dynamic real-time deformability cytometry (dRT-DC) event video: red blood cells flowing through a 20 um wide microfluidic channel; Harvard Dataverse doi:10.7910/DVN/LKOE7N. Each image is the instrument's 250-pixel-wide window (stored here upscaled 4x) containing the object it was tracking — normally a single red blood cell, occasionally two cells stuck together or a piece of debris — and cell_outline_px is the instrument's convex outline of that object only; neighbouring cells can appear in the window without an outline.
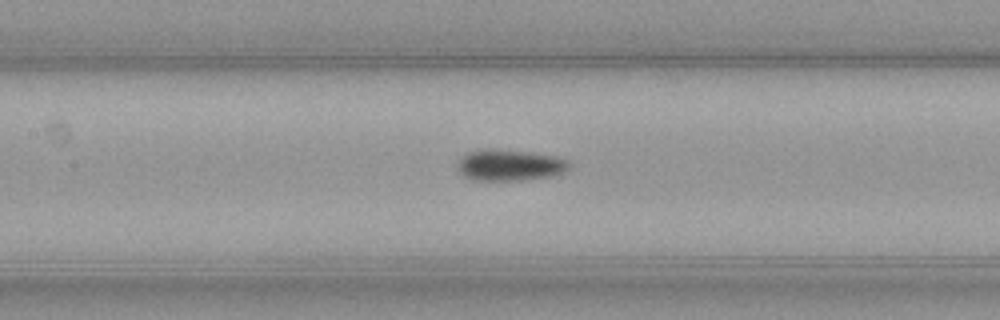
{"species": "common noctule bat (a hibernating species)", "species_latin": "Nyctalus noctula", "temperature_condition": "warm", "stored_images_in_passage": 47, "camera_frame_rate_fps": 3000, "um_per_image_px": 0.085, "animal": {"sex": "female", "body_mass_g": 21.9}, "frame": {"image": 1, "passage_image": 20, "time_ms": 6.333, "image_size_px": [1000, 320], "cell_outline_px": [[572, 164], [564, 172], [548, 176], [516, 180], [472, 180], [464, 176], [460, 172], [456, 164], [468, 152], [484, 148], [496, 148], [528, 152], [556, 156], [568, 160]], "centroid_in_image_um": [43.31, 14.02], "position_along_channel_um": 164.1, "area_um2": 20.29}}
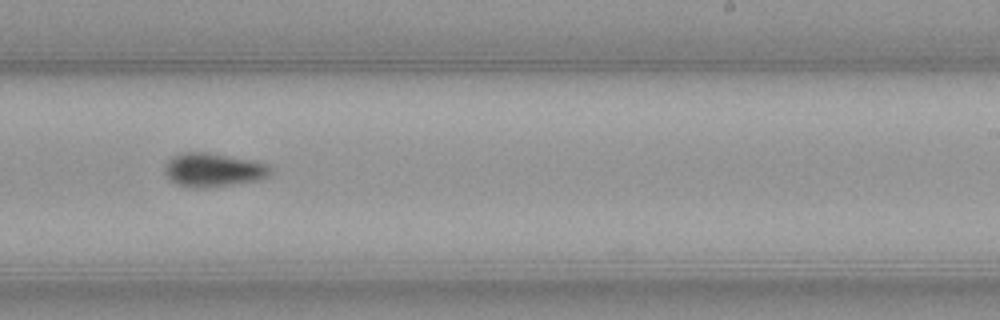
{"frame": {"image": 2, "passage_image": 28, "time_ms": 9.0, "image_size_px": [1000, 320], "cell_outline_px": [[272, 172], [268, 176], [260, 180], [208, 188], [192, 188], [176, 184], [168, 180], [164, 172], [164, 164], [172, 156], [184, 152], [204, 152], [248, 160], [264, 164], [272, 168]], "centroid_in_image_um": [18.06, 14.47], "position_along_channel_um": 270.9, "area_um2": 20.81}}
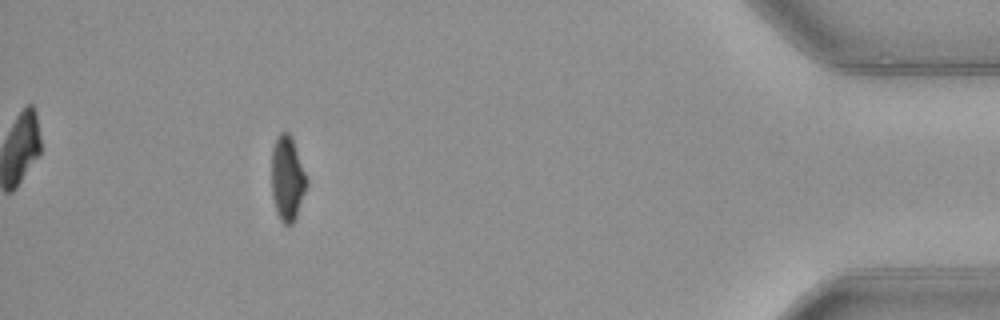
{"frame": {"image": 3, "passage_image": 43, "time_ms": 14.0, "image_size_px": [1000, 320], "cell_outline_px": [[308, 184], [296, 216], [292, 224], [284, 224], [280, 220], [276, 212], [272, 196], [272, 148], [276, 136], [280, 132], [288, 132], [292, 136], [308, 180]], "centroid_in_image_um": [24.42, 15.14], "position_along_channel_um": 410.8, "area_um2": 17.46}}